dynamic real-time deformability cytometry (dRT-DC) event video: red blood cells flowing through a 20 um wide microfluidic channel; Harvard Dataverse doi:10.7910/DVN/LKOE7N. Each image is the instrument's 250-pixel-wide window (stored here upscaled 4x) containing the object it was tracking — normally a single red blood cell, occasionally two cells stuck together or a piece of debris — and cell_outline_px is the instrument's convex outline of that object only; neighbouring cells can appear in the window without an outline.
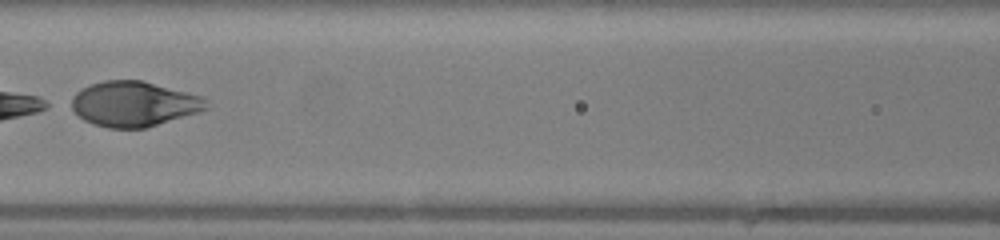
{"species": "human", "species_latin": "Homo sapiens", "temperature_condition": "warm", "stored_images_in_passage": 45, "camera_frame_rate_fps": 3000, "um_per_image_px": 0.085, "donor": {"sex": "female"}, "frame": {"image": 1, "passage_image": 20, "time_ms": 6.333, "image_size_px": [1000, 240], "cell_outline_px": [[208, 108], [200, 112], [144, 128], [108, 128], [92, 124], [84, 120], [72, 108], [72, 96], [80, 88], [104, 80], [140, 80], [200, 96], [204, 100]], "centroid_in_image_um": [11.34, 8.84], "position_along_channel_um": 155.3, "area_um2": 35.03}}